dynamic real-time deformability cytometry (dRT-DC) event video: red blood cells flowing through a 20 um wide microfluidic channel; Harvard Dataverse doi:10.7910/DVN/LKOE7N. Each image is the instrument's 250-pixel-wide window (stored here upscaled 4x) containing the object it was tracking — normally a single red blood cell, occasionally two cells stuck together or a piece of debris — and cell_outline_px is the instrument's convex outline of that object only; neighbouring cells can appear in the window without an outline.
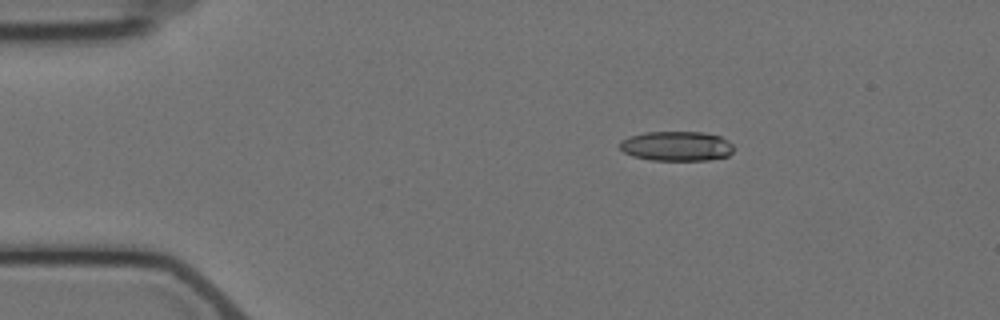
{"species": "Egyptian fruit bat (a non-hibernating species)", "species_latin": "Rousettus aegyptiacus", "temperature_condition": "cold", "stored_images_in_passage": 4, "camera_frame_rate_fps": 3000, "um_per_image_px": 0.085, "animal": {"sex": "female"}, "frame": {"image": 1, "passage_image": 2, "time_ms": 2.0, "image_size_px": [1000, 320], "cell_outline_px": [[736, 148], [728, 156], [708, 160], [652, 160], [632, 156], [624, 152], [620, 148], [620, 140], [628, 136], [644, 132], [704, 132], [720, 136], [728, 140]], "centroid_in_image_um": [57.52, 12.41], "position_along_channel_um": 27.5, "area_um2": 19.94}}